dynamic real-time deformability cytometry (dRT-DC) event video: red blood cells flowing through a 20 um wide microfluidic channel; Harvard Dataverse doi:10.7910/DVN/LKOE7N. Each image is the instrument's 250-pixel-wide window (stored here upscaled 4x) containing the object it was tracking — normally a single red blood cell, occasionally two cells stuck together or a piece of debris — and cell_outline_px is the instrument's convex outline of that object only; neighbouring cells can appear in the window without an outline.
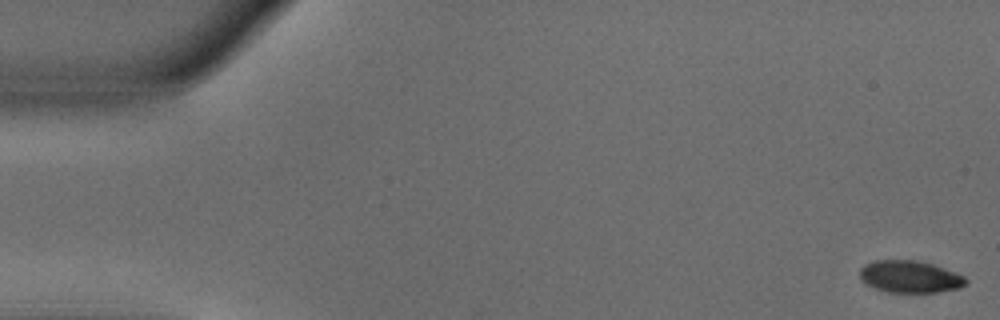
{"species": "common noctule bat (a hibernating species)", "species_latin": "Nyctalus noctula", "temperature_condition": "warm", "stored_images_in_passage": 52, "camera_frame_rate_fps": 3000, "um_per_image_px": 0.085, "animal": {"sex": "male", "body_mass_g": 18.8}, "frame": {"image": 1, "passage_image": 1, "time_ms": 0.0, "image_size_px": [1000, 320], "cell_outline_px": [[968, 280], [960, 288], [936, 292], [888, 292], [864, 284], [860, 276], [860, 268], [864, 264], [876, 260], [916, 260], [932, 264], [944, 268], [964, 276]], "centroid_in_image_um": [77.32, 23.51], "position_along_channel_um": 7.7, "area_um2": 19.77}}
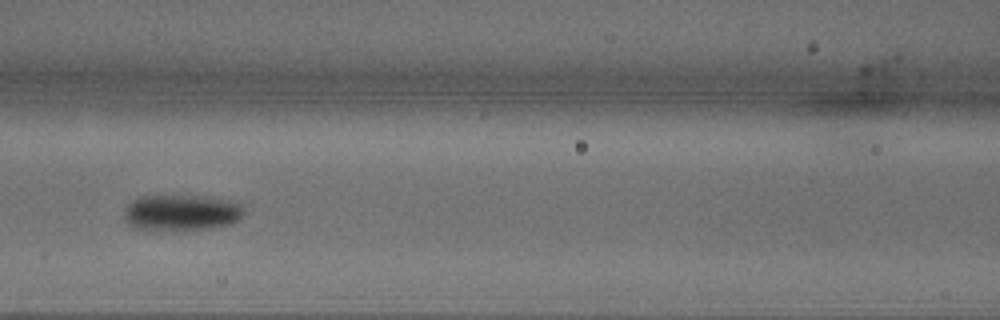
{"frame": {"image": 2, "passage_image": 23, "time_ms": 7.333, "image_size_px": [1000, 320], "cell_outline_px": [[244, 212], [232, 224], [212, 228], [184, 232], [148, 232], [136, 228], [128, 224], [124, 220], [124, 208], [132, 200], [140, 196], [216, 196], [240, 200], [244, 208]], "centroid_in_image_um": [15.44, 18.1], "position_along_channel_um": 151.2, "area_um2": 26.76}}
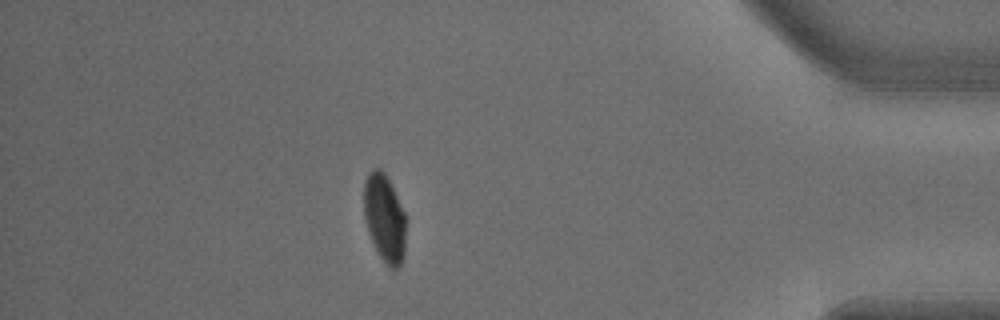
{"frame": {"image": 3, "passage_image": 46, "time_ms": 15.0, "image_size_px": [1000, 320], "cell_outline_px": [[408, 220], [404, 256], [400, 264], [396, 268], [388, 268], [376, 252], [368, 232], [364, 216], [364, 180], [368, 172], [372, 168], [380, 168], [384, 172]], "centroid_in_image_um": [32.69, 18.57], "position_along_channel_um": 402.5, "area_um2": 21.96}, "authors_computed_cell_mechanics": {"area_um2": 22.4842, "velocity_mm_per_s": 3.8395, "shape_relaxation_time_tau1_ms": 2.9798, "shape_relaxation_time_tau2_ms": null, "deformation_change_tau1": 0.193, "deformation_change_tau2": null}}